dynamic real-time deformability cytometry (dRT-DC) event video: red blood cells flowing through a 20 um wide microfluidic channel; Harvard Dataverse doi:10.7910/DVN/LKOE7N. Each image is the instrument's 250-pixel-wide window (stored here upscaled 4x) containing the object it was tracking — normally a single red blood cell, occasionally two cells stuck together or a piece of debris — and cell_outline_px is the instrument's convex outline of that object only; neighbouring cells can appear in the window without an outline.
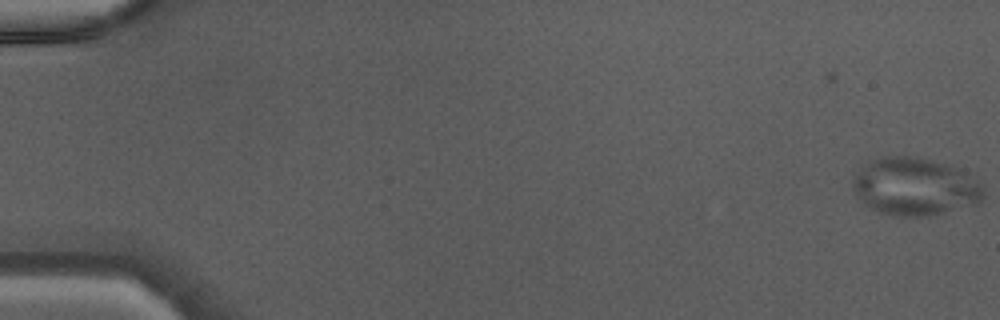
{"species": "Egyptian fruit bat (a non-hibernating species)", "species_latin": "Rousettus aegyptiacus", "temperature_condition": "warm", "stored_images_in_passage": 47, "camera_frame_rate_fps": 3000, "um_per_image_px": 0.085, "animal": {"sex": "male"}, "frame": {"image": 1, "passage_image": 1, "time_ms": 0.0, "image_size_px": [1000, 320], "cell_outline_px": [[984, 196], [976, 204], [944, 212], [920, 216], [892, 216], [880, 212], [864, 204], [860, 200], [852, 188], [852, 180], [872, 160], [888, 156], [920, 156], [952, 164], [976, 180], [984, 188]], "centroid_in_image_um": [77.79, 15.85], "position_along_channel_um": 7.2, "area_um2": 43.75}}
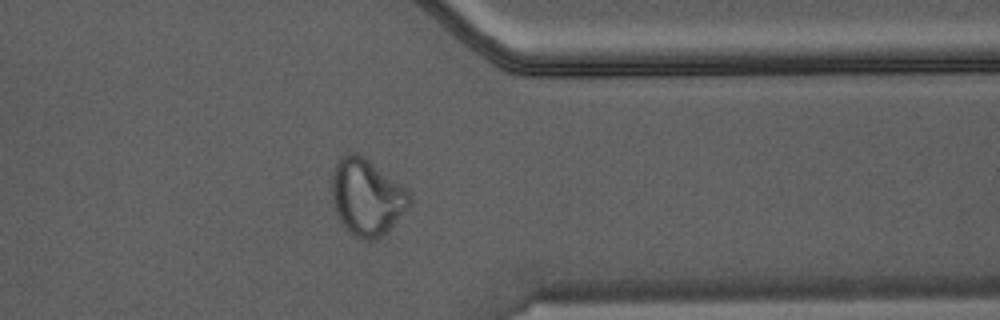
{"frame": {"image": 2, "passage_image": 38, "time_ms": 12.333, "image_size_px": [1000, 320], "cell_outline_px": [[412, 204], [376, 240], [364, 240], [348, 232], [340, 220], [336, 212], [332, 200], [332, 172], [340, 156], [344, 152], [356, 152], [400, 184], [412, 196]], "centroid_in_image_um": [31.14, 16.74], "position_along_channel_um": 380.3, "area_um2": 34.1}}
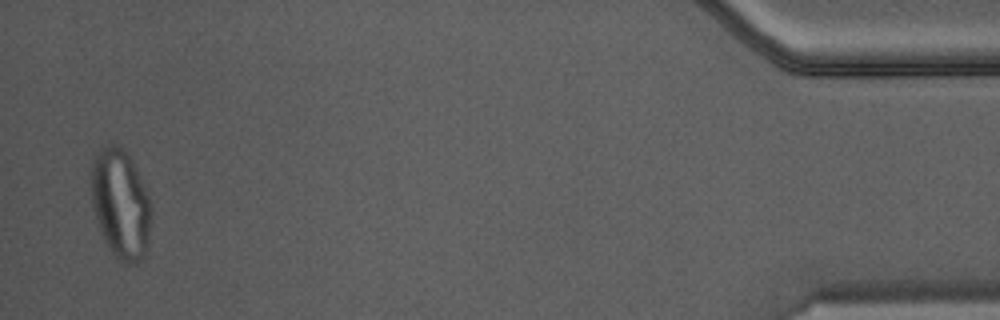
{"frame": {"image": 3, "passage_image": 46, "time_ms": 15.0, "image_size_px": [1000, 320], "cell_outline_px": [[152, 212], [148, 244], [144, 260], [136, 264], [120, 264], [112, 256], [104, 240], [92, 204], [92, 164], [96, 156], [108, 144], [116, 144], [124, 148], [128, 152], [148, 192], [152, 204]], "centroid_in_image_um": [10.31, 17.41], "position_along_channel_um": 424.9, "area_um2": 38.84}}